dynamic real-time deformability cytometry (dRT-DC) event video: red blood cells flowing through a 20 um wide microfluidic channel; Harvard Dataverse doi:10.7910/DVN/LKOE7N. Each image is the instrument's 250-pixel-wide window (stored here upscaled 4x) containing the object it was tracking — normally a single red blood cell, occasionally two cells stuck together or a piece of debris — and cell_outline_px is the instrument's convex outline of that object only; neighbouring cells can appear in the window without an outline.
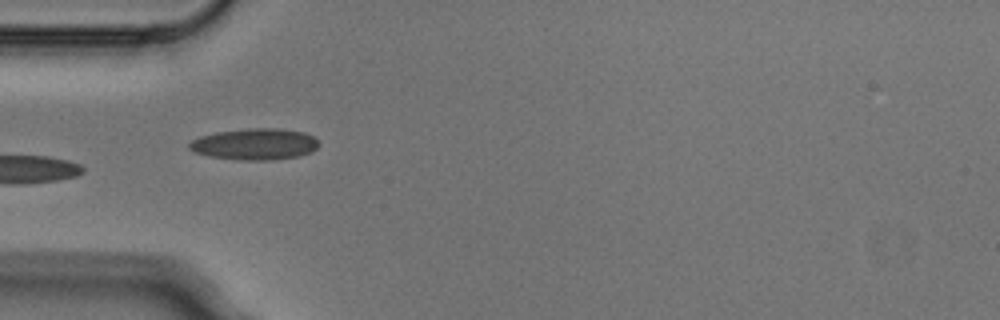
{"species": "Egyptian fruit bat (a non-hibernating species)", "species_latin": "Rousettus aegyptiacus", "temperature_condition": "cold", "stored_images_in_passage": 6, "camera_frame_rate_fps": 3000, "um_per_image_px": 0.085, "animal": {"sex": "male"}, "frame": {"image": 1, "passage_image": 4, "time_ms": 1.0, "image_size_px": [1000, 320], "cell_outline_px": [[320, 144], [312, 152], [300, 156], [268, 160], [240, 160], [208, 156], [196, 152], [188, 148], [188, 144], [192, 140], [200, 136], [216, 132], [248, 128], [280, 128], [304, 132], [312, 136]], "centroid_in_image_um": [21.66, 12.25], "position_along_channel_um": 63.3, "area_um2": 23.76}}
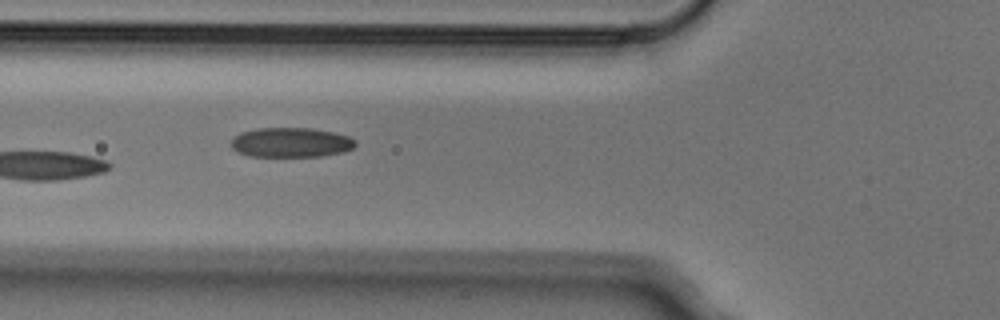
{"frame": {"image": 2, "passage_image": 5, "time_ms": 1.333, "image_size_px": [1000, 320], "cell_outline_px": [[356, 144], [352, 148], [344, 152], [320, 156], [248, 156], [236, 152], [232, 148], [232, 136], [240, 132], [256, 128], [312, 128], [332, 132], [348, 136], [356, 140]], "centroid_in_image_um": [24.7, 12.1], "position_along_channel_um": 101.1, "area_um2": 21.62}}
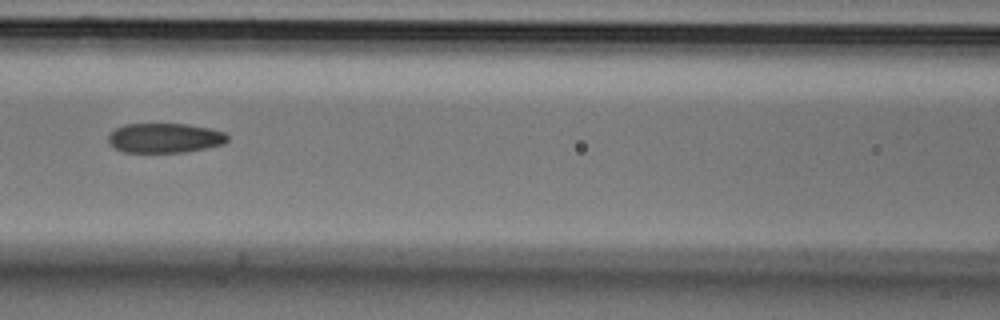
{"frame": {"image": 3, "passage_image": 6, "time_ms": 1.667, "image_size_px": [1000, 320], "cell_outline_px": [[228, 140], [224, 144], [184, 152], [124, 152], [116, 148], [108, 140], [108, 136], [116, 128], [124, 124], [188, 124], [208, 128], [224, 132], [228, 136]], "centroid_in_image_um": [14.02, 11.72], "position_along_channel_um": 152.6, "area_um2": 20.4}}